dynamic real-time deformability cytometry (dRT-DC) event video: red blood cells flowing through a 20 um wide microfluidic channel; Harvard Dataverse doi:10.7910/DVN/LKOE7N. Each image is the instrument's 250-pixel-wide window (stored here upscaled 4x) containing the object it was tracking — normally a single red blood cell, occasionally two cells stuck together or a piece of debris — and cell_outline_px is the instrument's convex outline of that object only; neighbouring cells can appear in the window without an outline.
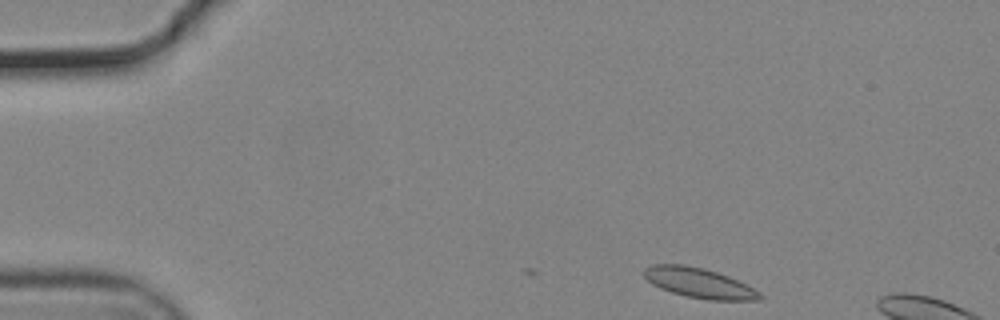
{"species": "common noctule bat (a hibernating species)", "species_latin": "Nyctalus noctula", "temperature_condition": "cold", "stored_images_in_passage": 7, "camera_frame_rate_fps": 3000, "um_per_image_px": 0.085, "animal": {"sex": "male", "body_mass_g": 19.2, "forearm_length_mm": 51.8}, "frame": {"image": 1, "passage_image": 1, "time_ms": 0.0, "image_size_px": [1000, 320], "cell_outline_px": [[764, 296], [760, 300], [708, 300], [688, 296], [672, 292], [660, 288], [652, 284], [644, 276], [644, 268], [652, 264], [684, 264], [704, 268], [728, 276], [760, 292]], "centroid_in_image_um": [59.41, 24.04], "position_along_channel_um": 25.6, "area_um2": 20.06}}